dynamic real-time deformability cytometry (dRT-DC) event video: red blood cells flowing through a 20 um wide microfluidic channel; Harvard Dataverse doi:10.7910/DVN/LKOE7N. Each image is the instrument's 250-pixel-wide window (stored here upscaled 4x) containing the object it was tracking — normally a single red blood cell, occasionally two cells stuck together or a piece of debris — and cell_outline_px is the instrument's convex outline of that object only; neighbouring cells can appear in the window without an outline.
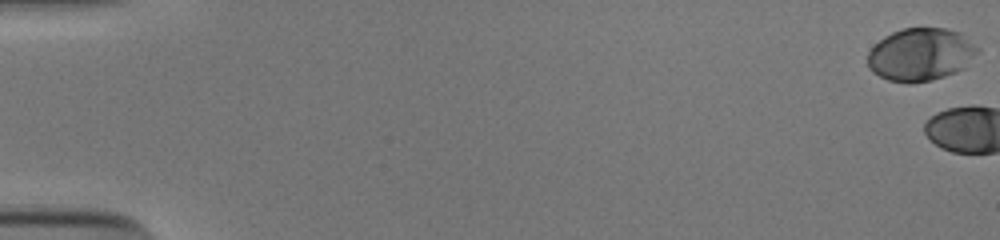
{"species": "human", "species_latin": "Homo sapiens", "temperature_condition": "cold", "stored_images_in_passage": 5, "camera_frame_rate_fps": 3000, "um_per_image_px": 0.085, "donor": {"sex": "male"}, "frame": {"image": 1, "passage_image": 1, "time_ms": 0.0, "image_size_px": [1000, 240], "cell_outline_px": [[980, 52], [964, 68], [956, 72], [932, 80], [912, 84], [908, 84], [888, 80], [872, 72], [868, 68], [868, 52], [884, 36], [892, 32], [904, 28], [948, 28], [960, 32], [980, 48]], "centroid_in_image_um": [78.28, 4.64], "position_along_channel_um": 6.7, "area_um2": 34.16}}